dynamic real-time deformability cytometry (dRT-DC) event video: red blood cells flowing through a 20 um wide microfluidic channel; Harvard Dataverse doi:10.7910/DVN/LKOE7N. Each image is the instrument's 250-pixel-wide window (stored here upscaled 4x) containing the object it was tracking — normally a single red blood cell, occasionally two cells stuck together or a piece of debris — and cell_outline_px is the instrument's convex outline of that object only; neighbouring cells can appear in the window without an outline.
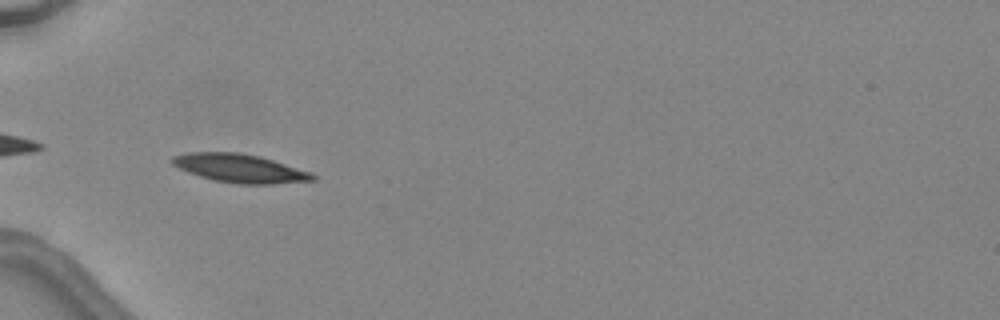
{"species": "common noctule bat (a hibernating species)", "species_latin": "Nyctalus noctula", "temperature_condition": "warm", "stored_images_in_passage": 4, "camera_frame_rate_fps": 3000, "um_per_image_px": 0.085, "animal": {"sex": "female", "body_mass_g": 24.6, "forearm_length_mm": 56.2}, "frame": {"image": 1, "passage_image": 3, "time_ms": 3.333, "image_size_px": [1000, 320], "cell_outline_px": [[316, 180], [272, 184], [236, 184], [212, 180], [188, 172], [172, 164], [168, 160], [172, 156], [188, 152], [236, 152], [260, 156], [312, 172], [316, 176]], "centroid_in_image_um": [20.38, 14.3], "position_along_channel_um": 64.6, "area_um2": 23.47}}